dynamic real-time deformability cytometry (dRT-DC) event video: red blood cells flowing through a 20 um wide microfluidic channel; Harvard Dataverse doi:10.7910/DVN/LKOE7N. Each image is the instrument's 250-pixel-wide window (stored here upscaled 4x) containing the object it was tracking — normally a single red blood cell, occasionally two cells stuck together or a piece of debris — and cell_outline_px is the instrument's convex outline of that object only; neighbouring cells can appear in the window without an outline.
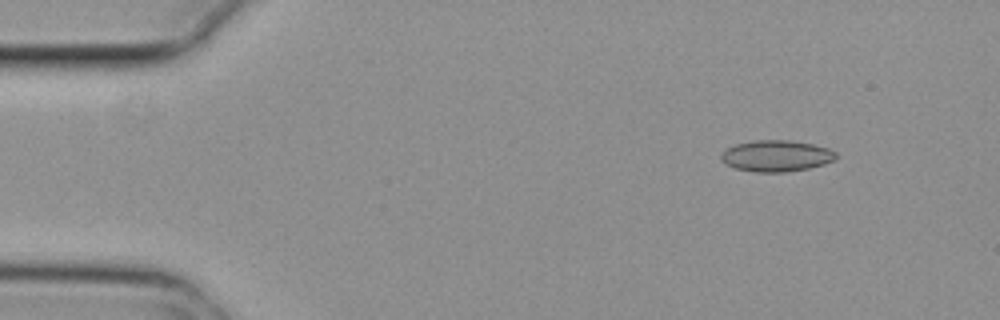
{"species": "common noctule bat (a hibernating species)", "species_latin": "Nyctalus noctula", "temperature_condition": "cold", "stored_images_in_passage": 7, "camera_frame_rate_fps": 3000, "um_per_image_px": 0.085, "animal": {"sex": "female", "body_mass_g": 29.2, "forearm_length_mm": 56.3}, "frame": {"image": 1, "passage_image": 2, "time_ms": 0.333, "image_size_px": [1000, 320], "cell_outline_px": [[836, 160], [824, 164], [808, 168], [784, 172], [756, 172], [736, 168], [720, 160], [720, 152], [736, 144], [752, 140], [788, 140], [812, 144], [828, 148], [836, 152]], "centroid_in_image_um": [65.98, 13.24], "position_along_channel_um": 19.0, "area_um2": 20.92}}
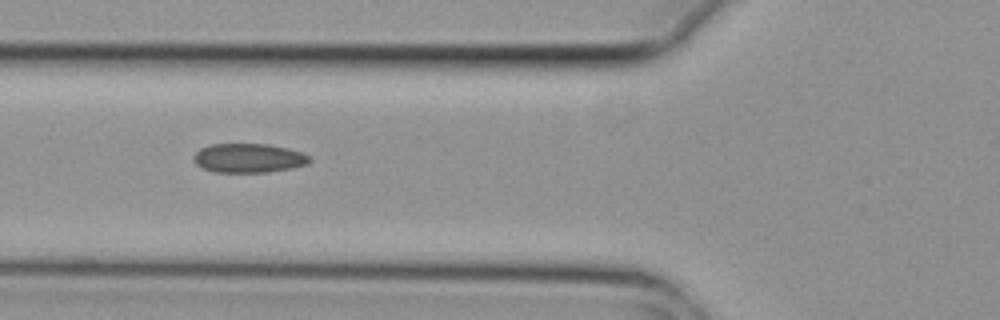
{"frame": {"image": 2, "passage_image": 6, "time_ms": 1.667, "image_size_px": [1000, 320], "cell_outline_px": [[312, 160], [308, 164], [292, 168], [268, 172], [216, 172], [204, 168], [196, 164], [192, 156], [200, 148], [212, 144], [268, 144], [288, 148], [300, 152], [308, 156]], "centroid_in_image_um": [21.14, 13.43], "position_along_channel_um": 104.7, "area_um2": 19.65}}
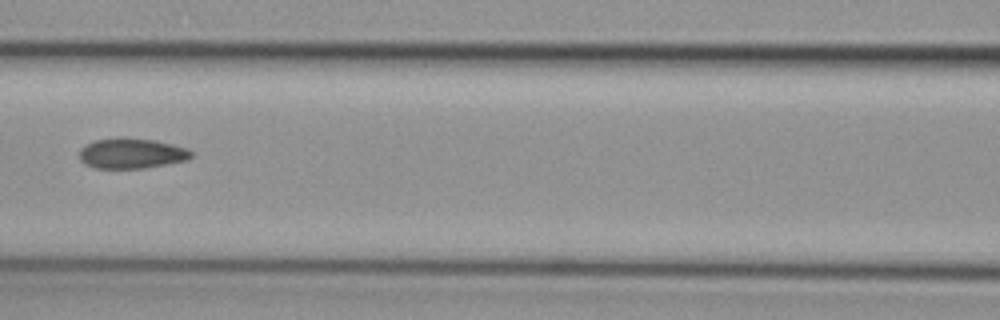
{"frame": {"image": 3, "passage_image": 7, "time_ms": 2.0, "image_size_px": [1000, 320], "cell_outline_px": [[192, 156], [188, 160], [144, 168], [96, 168], [84, 164], [80, 160], [80, 148], [96, 140], [120, 136], [156, 140], [188, 148], [192, 152]], "centroid_in_image_um": [11.19, 13.02], "position_along_channel_um": 155.4, "area_um2": 19.94}}